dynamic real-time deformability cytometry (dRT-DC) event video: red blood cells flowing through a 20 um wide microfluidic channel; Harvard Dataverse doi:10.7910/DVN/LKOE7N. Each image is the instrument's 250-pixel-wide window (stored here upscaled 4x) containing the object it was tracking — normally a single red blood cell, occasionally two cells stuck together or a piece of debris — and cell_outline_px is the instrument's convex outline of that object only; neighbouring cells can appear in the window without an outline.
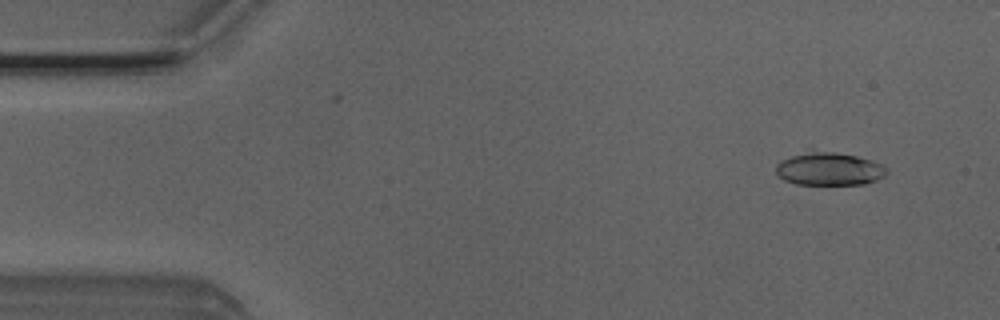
{"species": "Egyptian fruit bat (a non-hibernating species)", "species_latin": "Rousettus aegyptiacus", "temperature_condition": "room temperature", "stored_images_in_passage": 45, "camera_frame_rate_fps": 3000, "um_per_image_px": 0.085, "animal": {"sex": "male"}, "frame": {"image": 1, "passage_image": 3, "time_ms": 0.667, "image_size_px": [1000, 320], "cell_outline_px": [[888, 172], [884, 176], [876, 180], [864, 184], [796, 184], [784, 180], [776, 172], [776, 164], [792, 156], [812, 152], [832, 152], [856, 156], [872, 160], [888, 168]], "centroid_in_image_um": [70.52, 14.38], "position_along_channel_um": 14.5, "area_um2": 20.81}}
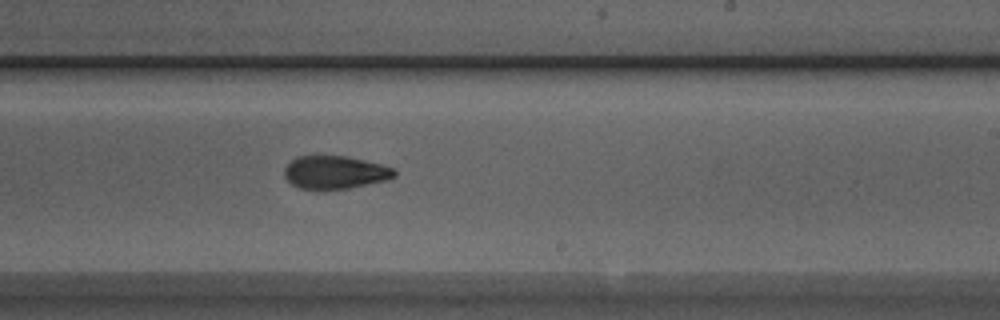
{"frame": {"image": 2, "passage_image": 29, "time_ms": 9.333, "image_size_px": [1000, 320], "cell_outline_px": [[396, 176], [388, 180], [348, 188], [300, 188], [292, 184], [284, 176], [284, 168], [296, 156], [348, 156], [380, 164], [392, 168], [396, 172]], "centroid_in_image_um": [28.48, 14.63], "position_along_channel_um": 260.5, "area_um2": 20.87}}
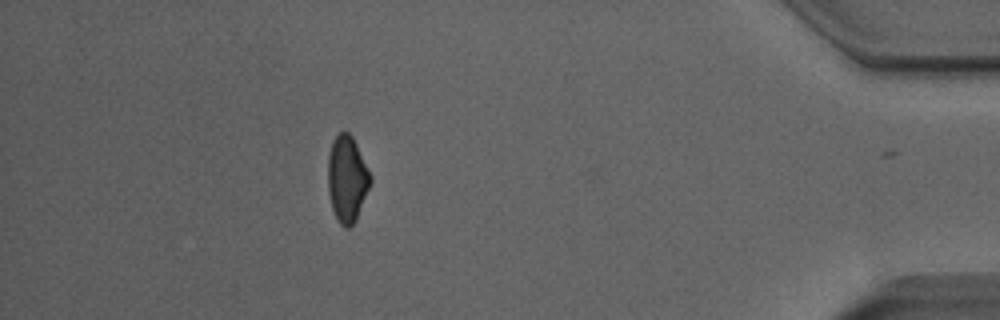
{"frame": {"image": 3, "passage_image": 44, "time_ms": 14.333, "image_size_px": [1000, 320], "cell_outline_px": [[372, 180], [356, 220], [348, 228], [344, 228], [336, 220], [332, 208], [328, 192], [328, 156], [332, 140], [340, 132], [348, 132], [352, 136], [372, 176]], "centroid_in_image_um": [29.49, 15.22], "position_along_channel_um": 405.7, "area_um2": 21.39}, "authors_computed_cell_mechanics": {"area_um2": 21.5016, "velocity_mm_per_s": 4.0029, "shape_relaxation_time_tau1_ms": 6.9166, "shape_relaxation_time_tau2_ms": 1.9144, "deformation_change_tau1": 0.1717, "deformation_change_tau2": 0.0807}}